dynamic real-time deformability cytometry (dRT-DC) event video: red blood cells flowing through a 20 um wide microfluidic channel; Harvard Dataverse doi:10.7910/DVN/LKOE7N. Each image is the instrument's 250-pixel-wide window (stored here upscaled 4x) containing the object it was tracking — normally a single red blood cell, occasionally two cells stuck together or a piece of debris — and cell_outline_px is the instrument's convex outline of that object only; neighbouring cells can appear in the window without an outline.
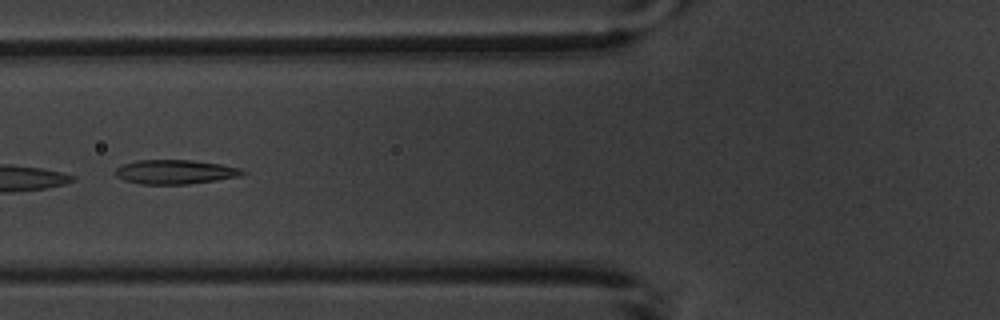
{"species": "common noctule bat (a hibernating species)", "species_latin": "Nyctalus noctula", "temperature_condition": "warm", "stored_images_in_passage": 3, "camera_frame_rate_fps": 3000, "um_per_image_px": 0.085, "animal": {"sex": "male", "body_mass_g": 20.1, "forearm_length_mm": 53.5}, "frame": {"image": 1, "passage_image": 2, "time_ms": 1.333, "image_size_px": [1000, 320], "cell_outline_px": [[248, 172], [240, 176], [216, 180], [188, 184], [140, 184], [124, 180], [116, 176], [112, 172], [116, 168], [124, 164], [136, 160], [192, 160], [220, 164], [240, 168]], "centroid_in_image_um": [14.87, 14.61], "position_along_channel_um": 110.9, "area_um2": 18.03}}